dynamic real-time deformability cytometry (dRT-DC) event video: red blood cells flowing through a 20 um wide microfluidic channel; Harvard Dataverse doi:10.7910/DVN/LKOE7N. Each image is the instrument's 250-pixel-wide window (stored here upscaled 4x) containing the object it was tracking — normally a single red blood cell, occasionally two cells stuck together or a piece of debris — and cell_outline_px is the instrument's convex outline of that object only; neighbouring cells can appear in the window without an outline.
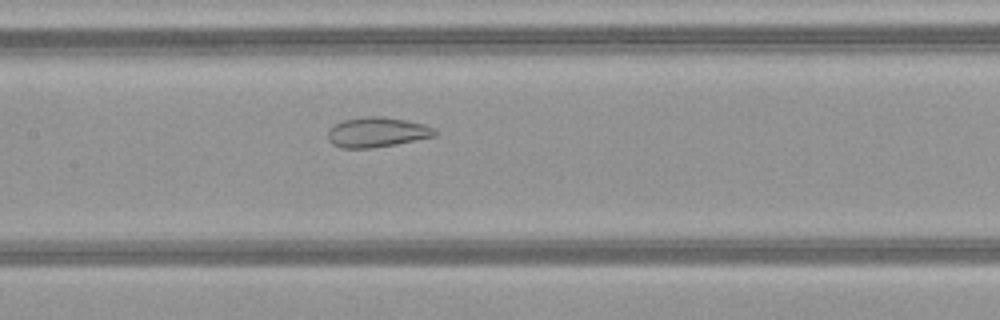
{"species": "common noctule bat (a hibernating species)", "species_latin": "Nyctalus noctula", "temperature_condition": "warm", "stored_images_in_passage": 46, "camera_frame_rate_fps": 3000, "um_per_image_px": 0.085, "animal": {"sex": "female", "body_mass_g": 21.9}, "frame": {"image": 1, "passage_image": 25, "time_ms": 8.0, "image_size_px": [1000, 320], "cell_outline_px": [[440, 132], [436, 136], [396, 144], [372, 148], [340, 148], [332, 144], [328, 140], [328, 128], [344, 120], [364, 116], [384, 116], [424, 124], [436, 128]], "centroid_in_image_um": [32.07, 11.24], "position_along_channel_um": 175.3, "area_um2": 18.9}}
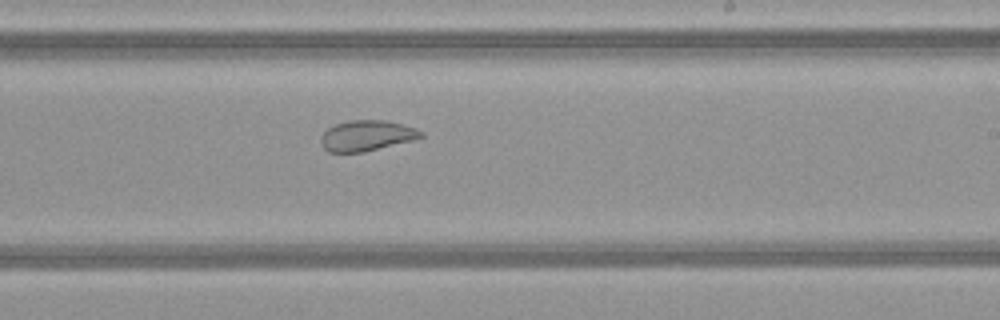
{"frame": {"image": 2, "passage_image": 31, "time_ms": 10.0, "image_size_px": [1000, 320], "cell_outline_px": [[424, 136], [412, 140], [364, 152], [328, 152], [320, 144], [320, 136], [328, 128], [336, 124], [352, 120], [388, 120], [416, 128], [424, 132]], "centroid_in_image_um": [31.16, 11.53], "position_along_channel_um": 257.8, "area_um2": 17.86}}
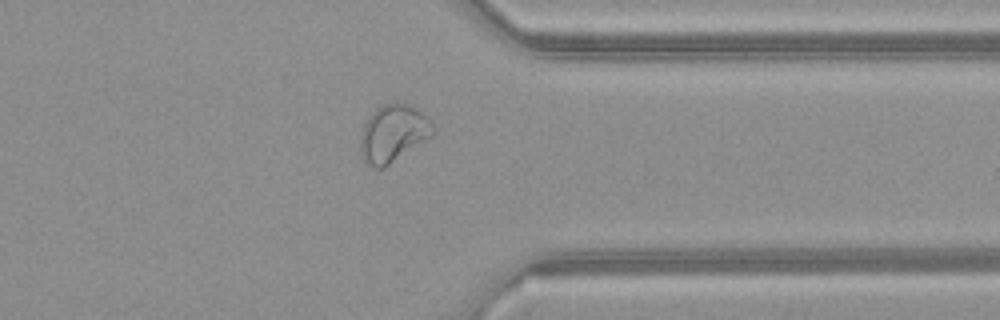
{"frame": {"image": 3, "passage_image": 40, "time_ms": 13.0, "image_size_px": [1000, 320], "cell_outline_px": [[436, 132], [432, 136], [384, 168], [376, 168], [368, 164], [364, 160], [360, 152], [360, 140], [364, 124], [372, 112], [376, 108], [384, 104], [408, 104], [416, 108], [432, 120]], "centroid_in_image_um": [33.44, 11.35], "position_along_channel_um": 378.0, "area_um2": 24.16}, "authors_computed_cell_mechanics": {"area_um2": 24.4783, "velocity_mm_per_s": 4.1411, "shape_relaxation_time_tau1_ms": null, "shape_relaxation_time_tau2_ms": 1.129, "deformation_change_tau1": null, "deformation_change_tau2": 0.0705}}